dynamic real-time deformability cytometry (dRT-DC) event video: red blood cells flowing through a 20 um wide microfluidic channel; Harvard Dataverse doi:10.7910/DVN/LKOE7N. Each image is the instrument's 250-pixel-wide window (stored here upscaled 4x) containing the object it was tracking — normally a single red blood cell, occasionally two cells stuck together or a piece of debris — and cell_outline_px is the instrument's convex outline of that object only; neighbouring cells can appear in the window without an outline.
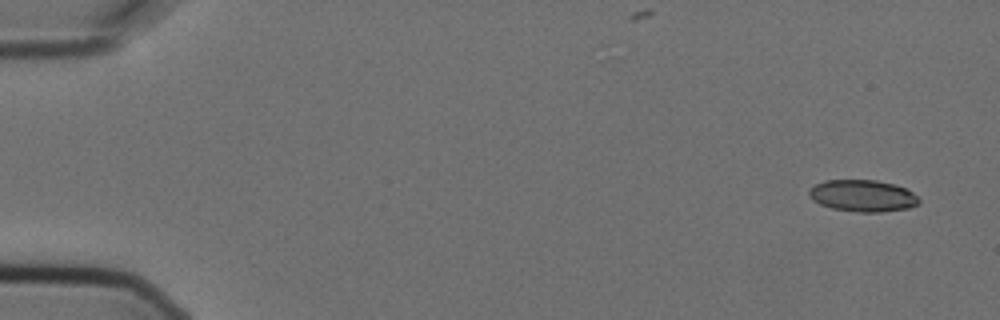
{"species": "Egyptian fruit bat (a non-hibernating species)", "species_latin": "Rousettus aegyptiacus", "temperature_condition": "cold", "stored_images_in_passage": 5, "camera_frame_rate_fps": 3000, "um_per_image_px": 0.085, "animal": {"sex": "female"}, "frame": {"image": 1, "passage_image": 1, "time_ms": 0.0, "image_size_px": [1000, 320], "cell_outline_px": [[920, 204], [908, 208], [880, 212], [860, 212], [832, 208], [820, 204], [812, 200], [808, 192], [816, 184], [828, 180], [876, 180], [896, 184], [912, 192], [920, 200]], "centroid_in_image_um": [73.36, 16.64], "position_along_channel_um": 11.6, "area_um2": 20.23}}
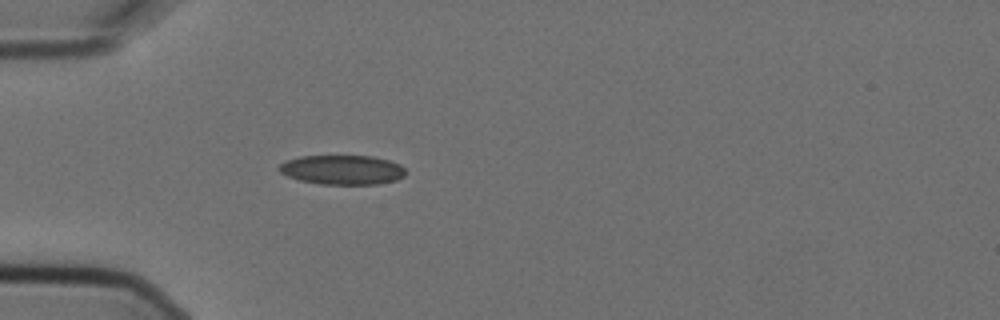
{"frame": {"image": 2, "passage_image": 5, "time_ms": 1.333, "image_size_px": [1000, 320], "cell_outline_px": [[404, 176], [396, 180], [376, 184], [320, 184], [300, 180], [288, 176], [280, 172], [280, 164], [284, 160], [300, 156], [372, 156], [388, 160], [400, 164], [404, 168]], "centroid_in_image_um": [29.08, 14.43], "position_along_channel_um": 55.9, "area_um2": 21.62}}